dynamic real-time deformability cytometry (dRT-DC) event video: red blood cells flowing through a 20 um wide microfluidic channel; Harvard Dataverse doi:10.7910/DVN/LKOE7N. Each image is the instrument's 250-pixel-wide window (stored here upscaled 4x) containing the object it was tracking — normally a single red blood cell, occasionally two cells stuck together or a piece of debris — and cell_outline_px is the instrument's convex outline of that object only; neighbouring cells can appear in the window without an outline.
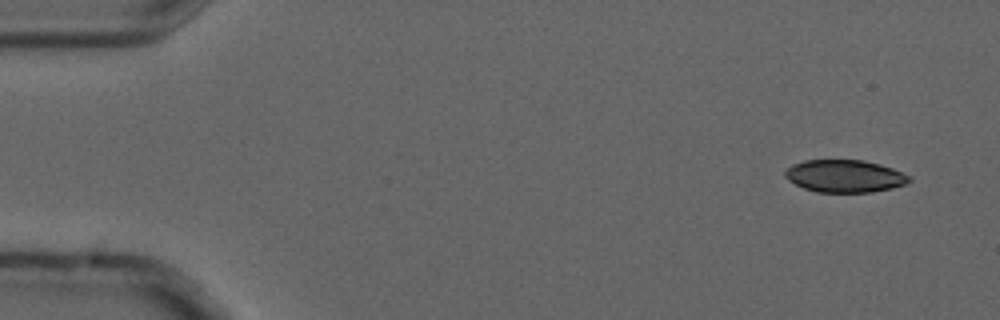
{"species": "common noctule bat (a hibernating species)", "species_latin": "Nyctalus noctula", "temperature_condition": "cold", "stored_images_in_passage": 6, "camera_frame_rate_fps": 3000, "um_per_image_px": 0.085, "animal": {"sex": "male", "forearm_length_mm": 52.5}, "frame": {"image": 1, "passage_image": 2, "time_ms": 0.333, "image_size_px": [1000, 320], "cell_outline_px": [[912, 180], [904, 184], [892, 188], [872, 192], [816, 192], [804, 188], [788, 180], [784, 176], [784, 172], [792, 164], [804, 160], [864, 160], [880, 164], [892, 168], [912, 176]], "centroid_in_image_um": [71.81, 14.96], "position_along_channel_um": 13.2, "area_um2": 23.58}}
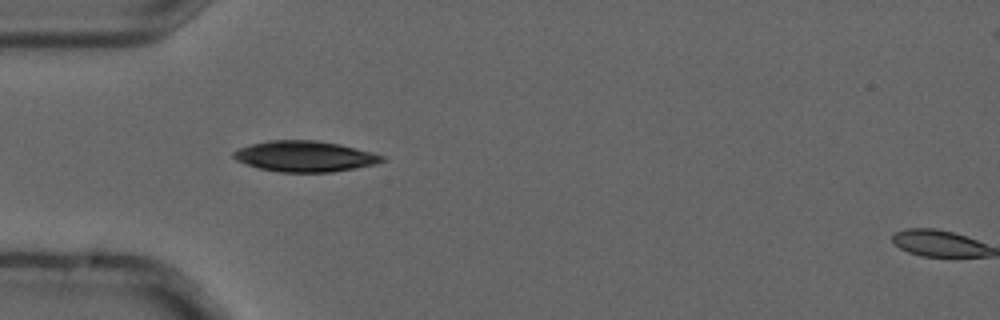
{"frame": {"image": 2, "passage_image": 5, "time_ms": 1.333, "image_size_px": [1000, 320], "cell_outline_px": [[384, 160], [376, 164], [356, 168], [332, 172], [280, 172], [260, 168], [236, 160], [232, 156], [232, 152], [240, 148], [252, 144], [268, 140], [316, 140], [340, 144], [372, 152], [384, 156]], "centroid_in_image_um": [25.92, 13.28], "position_along_channel_um": 59.1, "area_um2": 26.53}}